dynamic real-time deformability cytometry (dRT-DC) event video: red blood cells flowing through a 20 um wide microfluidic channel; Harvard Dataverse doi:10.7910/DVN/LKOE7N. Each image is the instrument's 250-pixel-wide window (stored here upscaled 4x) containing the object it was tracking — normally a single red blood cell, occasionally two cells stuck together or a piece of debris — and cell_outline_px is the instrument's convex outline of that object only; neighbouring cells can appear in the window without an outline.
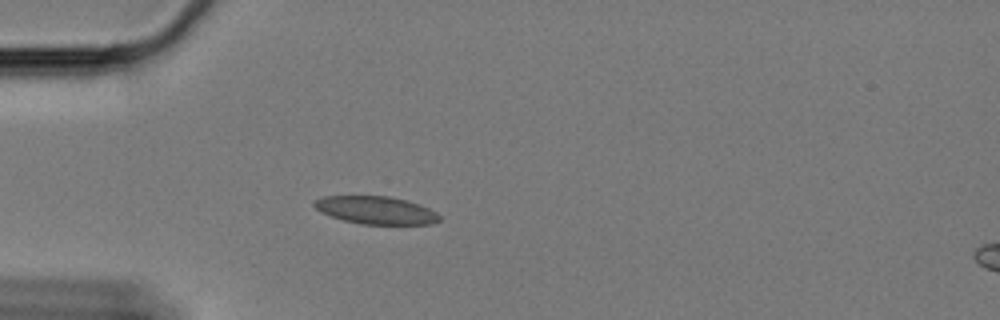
{"species": "Egyptian fruit bat (a non-hibernating species)", "species_latin": "Rousettus aegyptiacus", "temperature_condition": "cold", "stored_images_in_passage": 33, "camera_frame_rate_fps": 3000, "um_per_image_px": 0.085, "animal": {"sex": "female"}, "frame": {"image": 1, "passage_image": 1, "time_ms": 0.0, "image_size_px": [1000, 320], "cell_outline_px": [[440, 220], [432, 224], [360, 224], [344, 220], [320, 212], [312, 204], [316, 200], [324, 196], [388, 196], [408, 200], [420, 204], [436, 212], [440, 216]], "centroid_in_image_um": [31.97, 17.86], "position_along_channel_um": 53.0, "area_um2": 20.23}}
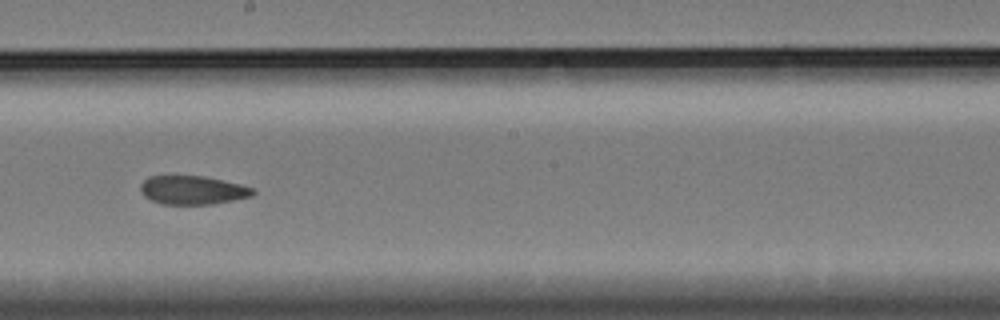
{"frame": {"image": 2, "passage_image": 18, "time_ms": 5.667, "image_size_px": [1000, 320], "cell_outline_px": [[256, 192], [252, 196], [212, 204], [164, 204], [152, 200], [144, 196], [140, 192], [140, 184], [148, 176], [204, 176], [240, 184], [252, 188]], "centroid_in_image_um": [16.35, 16.15], "position_along_channel_um": 231.8, "area_um2": 18.67}}
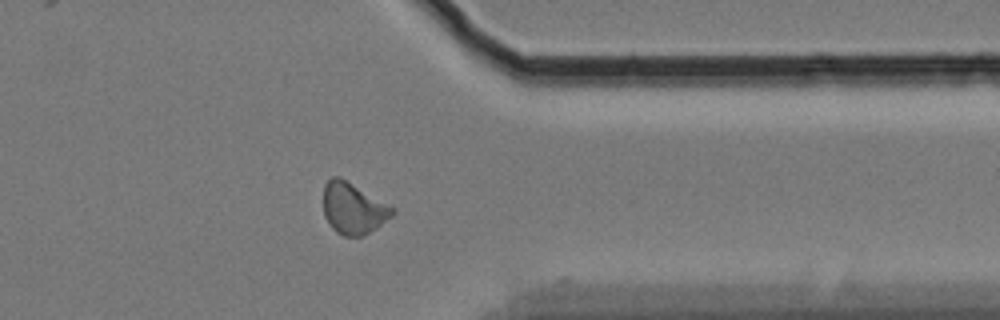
{"frame": {"image": 3, "passage_image": 32, "time_ms": 10.333, "image_size_px": [1000, 320], "cell_outline_px": [[396, 212], [392, 216], [376, 228], [360, 236], [344, 236], [336, 232], [332, 228], [324, 216], [324, 184], [332, 176], [340, 176], [396, 208]], "centroid_in_image_um": [30.03, 17.69], "position_along_channel_um": 381.4, "area_um2": 20.69}, "authors_computed_cell_mechanics": {"area_um2": 19.7098, "velocity_mm_per_s": 3.3291, "shape_relaxation_time_tau1_ms": null, "shape_relaxation_time_tau2_ms": 3.1971, "deformation_change_tau1": null, "deformation_change_tau2": 0.0769}}